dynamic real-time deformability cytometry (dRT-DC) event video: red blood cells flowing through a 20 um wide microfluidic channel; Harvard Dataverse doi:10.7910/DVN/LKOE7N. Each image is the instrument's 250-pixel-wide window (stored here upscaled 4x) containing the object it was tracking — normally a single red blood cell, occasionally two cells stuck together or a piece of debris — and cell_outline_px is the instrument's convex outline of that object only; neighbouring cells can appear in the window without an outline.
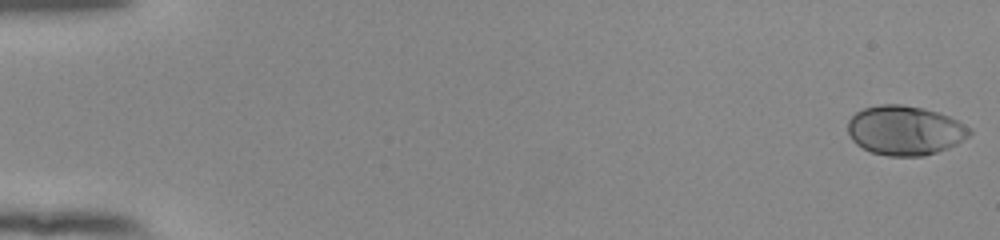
{"species": "human", "species_latin": "Homo sapiens", "temperature_condition": "room temperature", "stored_images_in_passage": 53, "camera_frame_rate_fps": 3000, "um_per_image_px": 0.085, "donor": {"sex": "female"}, "frame": {"image": 1, "passage_image": 1, "time_ms": 0.0, "image_size_px": [1000, 240], "cell_outline_px": [[972, 132], [968, 136], [956, 144], [948, 148], [924, 156], [888, 156], [872, 152], [856, 144], [852, 140], [848, 132], [848, 120], [856, 112], [864, 108], [880, 104], [900, 104], [924, 108], [940, 112], [972, 128]], "centroid_in_image_um": [76.92, 11.08], "position_along_channel_um": 8.1, "area_um2": 35.14}}
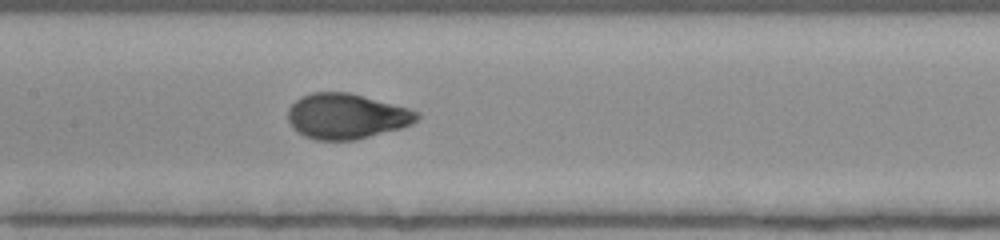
{"frame": {"image": 2, "passage_image": 28, "time_ms": 9.0, "image_size_px": [1000, 240], "cell_outline_px": [[420, 116], [412, 124], [400, 128], [356, 140], [316, 140], [304, 136], [296, 132], [288, 120], [288, 108], [300, 96], [312, 92], [348, 92], [408, 108], [420, 112]], "centroid_in_image_um": [29.42, 9.88], "position_along_channel_um": 178.0, "area_um2": 34.1}}
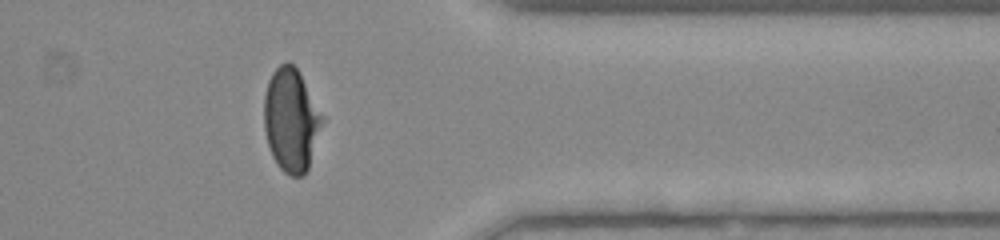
{"frame": {"image": 3, "passage_image": 45, "time_ms": 14.667, "image_size_px": [1000, 240], "cell_outline_px": [[324, 120], [308, 168], [304, 176], [292, 176], [284, 172], [280, 168], [272, 156], [268, 144], [264, 128], [264, 96], [268, 80], [272, 72], [280, 64], [288, 60], [296, 68], [324, 116]], "centroid_in_image_um": [24.74, 10.2], "position_along_channel_um": 386.7, "area_um2": 34.91}, "authors_computed_cell_mechanics": {"area_um2": 34.0442, "velocity_mm_per_s": 3.8644, "shape_relaxation_time_tau1_ms": 3.7347, "shape_relaxation_time_tau2_ms": null, "deformation_change_tau1": 0.1807, "deformation_change_tau2": null}}